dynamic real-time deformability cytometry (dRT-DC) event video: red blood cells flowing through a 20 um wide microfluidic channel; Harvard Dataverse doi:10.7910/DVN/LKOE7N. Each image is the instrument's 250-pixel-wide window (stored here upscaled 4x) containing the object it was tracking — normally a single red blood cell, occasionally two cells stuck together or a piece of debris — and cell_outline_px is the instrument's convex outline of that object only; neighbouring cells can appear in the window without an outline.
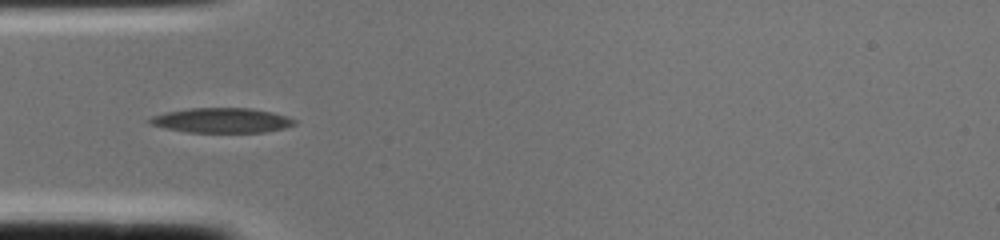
{"species": "common noctule bat (a hibernating species)", "species_latin": "Nyctalus noctula", "temperature_condition": "cold", "stored_images_in_passage": 2, "camera_frame_rate_fps": 3000, "um_per_image_px": 0.085, "animal": {"sex": "female", "body_mass_g": 22.0, "forearm_length_mm": 56.7}, "frame": {"image": 1, "passage_image": 2, "time_ms": 0.333, "image_size_px": [1000, 240], "cell_outline_px": [[296, 124], [284, 128], [264, 132], [188, 132], [164, 128], [148, 124], [148, 120], [152, 116], [164, 112], [188, 108], [252, 108], [272, 112], [288, 116], [296, 120]], "centroid_in_image_um": [18.83, 10.22], "position_along_channel_um": 66.2, "area_um2": 21.1}}